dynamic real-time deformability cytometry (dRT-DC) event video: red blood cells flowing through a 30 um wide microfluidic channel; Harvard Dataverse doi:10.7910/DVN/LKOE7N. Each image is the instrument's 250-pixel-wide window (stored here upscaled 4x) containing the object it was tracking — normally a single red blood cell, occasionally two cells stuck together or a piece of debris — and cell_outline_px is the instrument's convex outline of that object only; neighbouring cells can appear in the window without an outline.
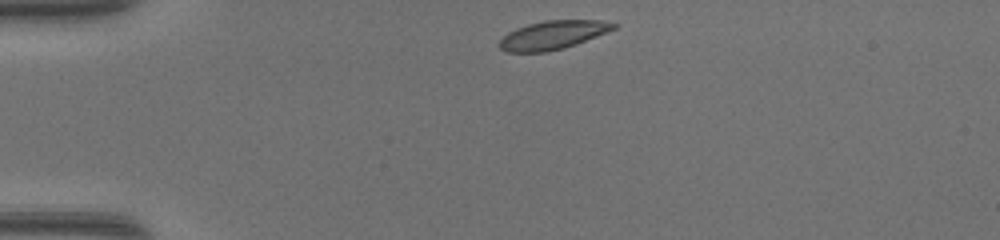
{"species": "common noctule bat (a hibernating species)", "species_latin": "Nyctalus noctula", "temperature_condition": "warm", "stored_images_in_passage": 4, "camera_frame_rate_fps": 3000, "um_per_image_px": 0.085, "animal": {"sex": "female", "body_mass_g": 17.0, "forearm_length_mm": 48.0}, "frame": {"image": 1, "passage_image": 1, "time_ms": 0.0, "image_size_px": [1000, 240], "cell_outline_px": [[620, 24], [616, 28], [576, 44], [564, 48], [544, 52], [508, 52], [500, 48], [496, 44], [508, 32], [516, 28], [528, 24], [544, 20], [600, 20]], "centroid_in_image_um": [46.97, 2.97], "position_along_channel_um": 38.0, "area_um2": 19.02}}